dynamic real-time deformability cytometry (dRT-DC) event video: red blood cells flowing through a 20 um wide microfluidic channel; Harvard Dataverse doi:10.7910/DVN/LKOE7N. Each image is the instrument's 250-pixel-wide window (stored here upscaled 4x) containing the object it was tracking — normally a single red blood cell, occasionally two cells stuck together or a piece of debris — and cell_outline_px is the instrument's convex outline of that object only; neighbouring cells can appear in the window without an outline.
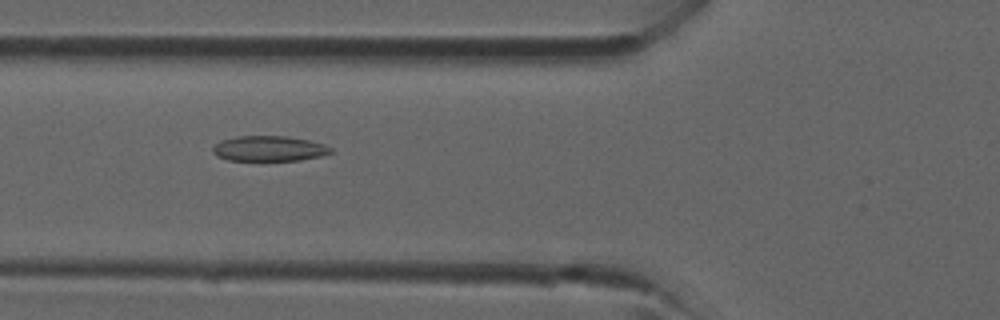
{"species": "common noctule bat (a hibernating species)", "species_latin": "Nyctalus noctula", "temperature_condition": "room temperature", "stored_images_in_passage": 29, "camera_frame_rate_fps": 3000, "um_per_image_px": 0.085, "animal": {"sex": "male", "forearm_length_mm": 52.5}, "frame": {"image": 1, "passage_image": 9, "time_ms": 2.667, "image_size_px": [1000, 320], "cell_outline_px": [[332, 152], [320, 156], [300, 160], [228, 160], [216, 156], [212, 152], [212, 148], [220, 140], [236, 136], [288, 136], [308, 140], [324, 144], [332, 148]], "centroid_in_image_um": [22.84, 12.62], "position_along_channel_um": 103.0, "area_um2": 17.4}}
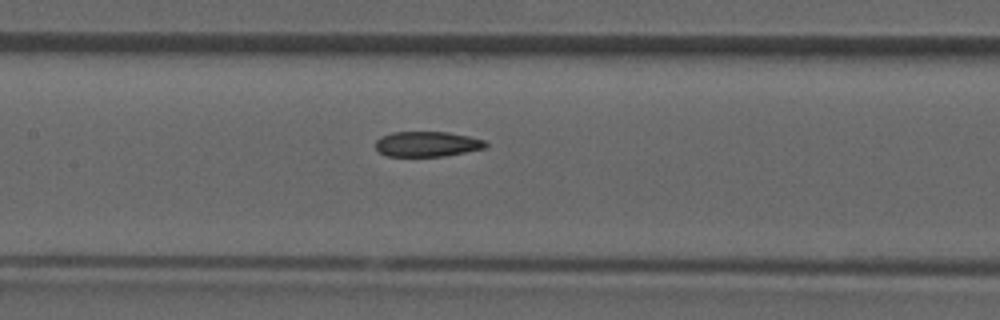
{"frame": {"image": 2, "passage_image": 13, "time_ms": 4.0, "image_size_px": [1000, 320], "cell_outline_px": [[488, 144], [484, 148], [444, 156], [388, 156], [380, 152], [376, 148], [376, 140], [380, 136], [392, 132], [448, 132], [468, 136], [484, 140]], "centroid_in_image_um": [36.28, 12.24], "position_along_channel_um": 171.1, "area_um2": 16.07}}
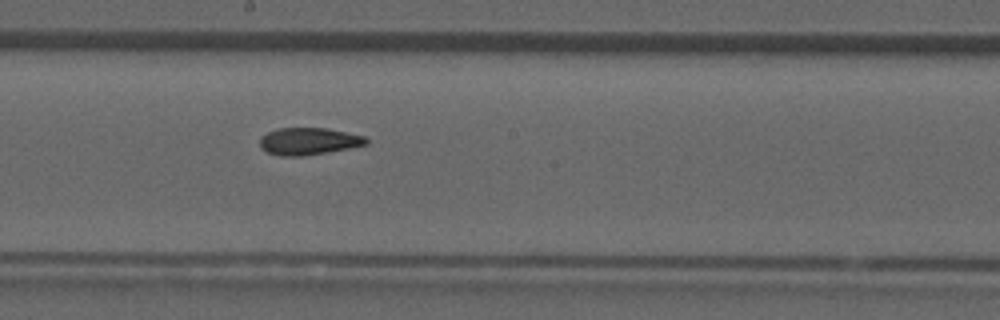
{"frame": {"image": 3, "passage_image": 16, "time_ms": 5.0, "image_size_px": [1000, 320], "cell_outline_px": [[368, 144], [328, 152], [304, 156], [280, 156], [268, 152], [260, 148], [260, 136], [268, 132], [280, 128], [328, 128], [364, 136], [368, 140]], "centroid_in_image_um": [26.22, 12.01], "position_along_channel_um": 222.0, "area_um2": 16.82}}